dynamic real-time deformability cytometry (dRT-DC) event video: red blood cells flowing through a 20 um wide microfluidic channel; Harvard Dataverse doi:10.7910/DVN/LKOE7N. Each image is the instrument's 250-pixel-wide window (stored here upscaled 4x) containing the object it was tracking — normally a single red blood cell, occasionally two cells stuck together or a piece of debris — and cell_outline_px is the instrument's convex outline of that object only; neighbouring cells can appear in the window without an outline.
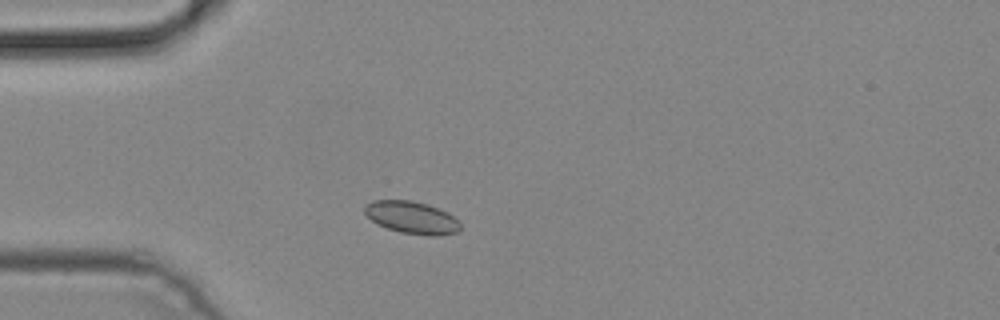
{"species": "common noctule bat (a hibernating species)", "species_latin": "Nyctalus noctula", "temperature_condition": "cold", "stored_images_in_passage": 1, "camera_frame_rate_fps": 3000, "um_per_image_px": 0.085, "animal": {"sex": "male", "body_mass_g": 19.2, "forearm_length_mm": 51.8}, "frame": {"image": 1, "passage_image": 1, "time_ms": 0.0, "image_size_px": [1000, 320], "cell_outline_px": [[460, 232], [440, 236], [432, 236], [400, 232], [376, 224], [364, 212], [364, 204], [372, 200], [412, 200], [436, 208], [452, 216], [460, 224]], "centroid_in_image_um": [34.97, 18.5], "position_along_channel_um": 50.0, "area_um2": 17.92}}